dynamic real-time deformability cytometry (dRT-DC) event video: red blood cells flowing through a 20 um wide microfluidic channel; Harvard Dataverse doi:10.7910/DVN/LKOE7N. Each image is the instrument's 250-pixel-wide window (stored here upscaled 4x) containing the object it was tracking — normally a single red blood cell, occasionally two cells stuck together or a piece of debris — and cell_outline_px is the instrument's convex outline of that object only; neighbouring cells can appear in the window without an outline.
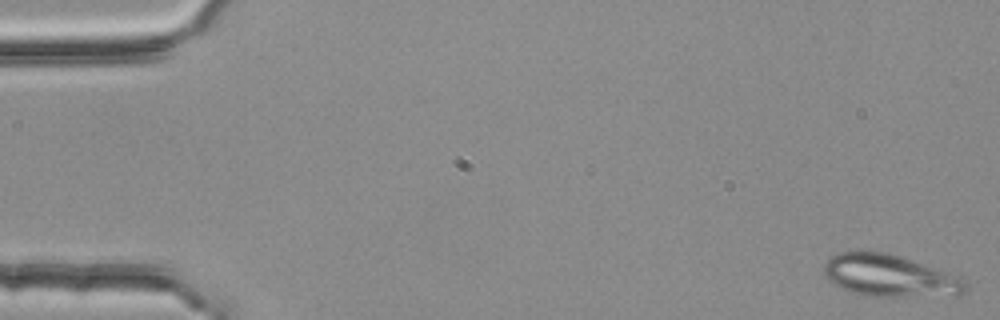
{"species": "common noctule bat (a hibernating species)", "species_latin": "Nyctalus noctula", "temperature_condition": "room temperature", "stored_images_in_passage": 4, "camera_frame_rate_fps": 3000, "um_per_image_px": 0.085, "animal": {"sex": "female", "body_mass_g": 25.1}, "frame": {"image": 1, "passage_image": 1, "time_ms": 0.0, "image_size_px": [1000, 320], "cell_outline_px": [[968, 288], [964, 292], [956, 296], [860, 296], [848, 292], [840, 288], [828, 280], [824, 276], [824, 264], [836, 252], [864, 248], [868, 248], [888, 252], [900, 256], [944, 272], [964, 280], [968, 284]], "centroid_in_image_um": [75.52, 23.42], "position_along_channel_um": 9.5, "area_um2": 35.37}}
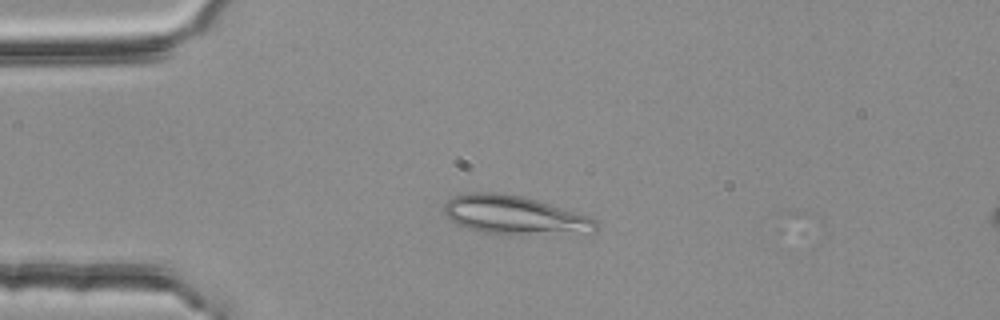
{"frame": {"image": 2, "passage_image": 3, "time_ms": 0.667, "image_size_px": [1000, 320], "cell_outline_px": [[596, 232], [508, 236], [500, 236], [476, 232], [452, 220], [444, 212], [444, 204], [452, 196], [468, 192], [496, 192], [524, 196], [596, 220]], "centroid_in_image_um": [43.66, 18.31], "position_along_channel_um": 41.3, "area_um2": 34.39}}